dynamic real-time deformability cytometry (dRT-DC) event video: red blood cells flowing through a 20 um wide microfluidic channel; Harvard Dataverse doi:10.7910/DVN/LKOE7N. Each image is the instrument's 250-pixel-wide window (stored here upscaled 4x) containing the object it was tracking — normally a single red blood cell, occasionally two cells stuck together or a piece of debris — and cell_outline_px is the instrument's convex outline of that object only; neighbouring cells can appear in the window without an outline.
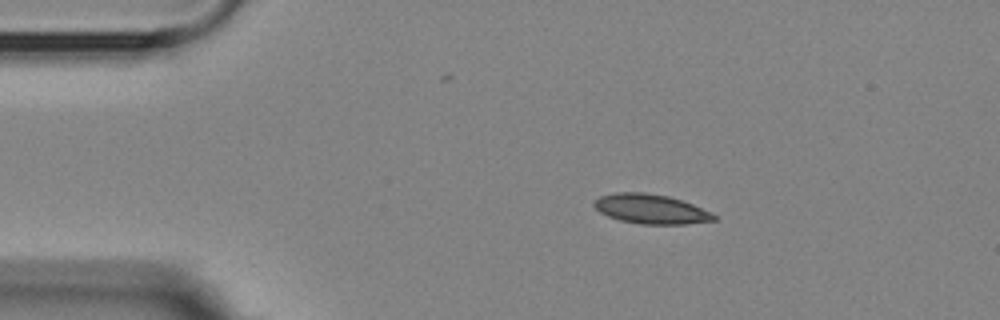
{"species": "Egyptian fruit bat (a non-hibernating species)", "species_latin": "Rousettus aegyptiacus", "temperature_condition": "room temperature", "stored_images_in_passage": 2, "camera_frame_rate_fps": 3000, "um_per_image_px": 0.085, "animal": {"sex": "female"}, "frame": {"image": 1, "passage_image": 1, "time_ms": 0.0, "image_size_px": [1000, 320], "cell_outline_px": [[716, 220], [684, 224], [640, 224], [620, 220], [608, 216], [600, 212], [592, 204], [600, 196], [616, 192], [644, 192], [668, 196], [692, 204], [712, 212], [716, 216]], "centroid_in_image_um": [55.32, 17.76], "position_along_channel_um": 29.7, "area_um2": 20.52}}